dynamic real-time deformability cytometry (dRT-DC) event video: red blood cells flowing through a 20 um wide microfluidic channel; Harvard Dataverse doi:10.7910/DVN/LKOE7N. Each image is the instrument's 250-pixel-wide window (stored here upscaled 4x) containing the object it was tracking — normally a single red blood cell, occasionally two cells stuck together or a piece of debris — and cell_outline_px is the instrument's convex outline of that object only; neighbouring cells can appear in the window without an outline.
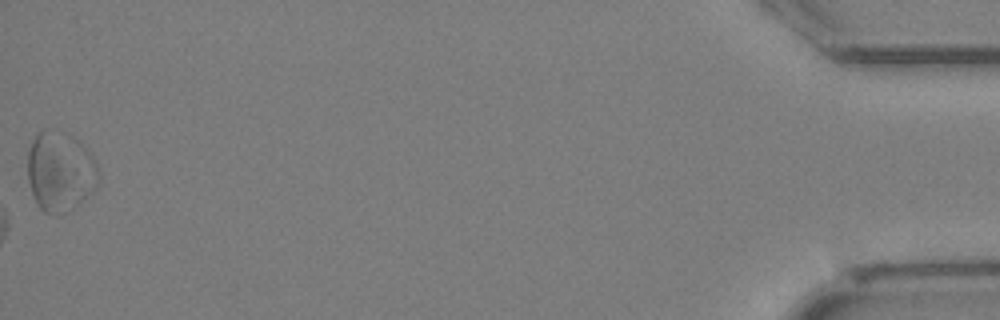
{"species": "Egyptian fruit bat (a non-hibernating species)", "species_latin": "Rousettus aegyptiacus", "temperature_condition": "cold", "stored_images_in_passage": 32, "camera_frame_rate_fps": 3000, "um_per_image_px": 0.085, "animal": {"sex": "female"}, "frame": {"image": 1, "passage_image": 32, "time_ms": 10.333, "image_size_px": [1000, 320], "cell_outline_px": [[100, 176], [96, 188], [92, 192], [80, 200], [48, 212], [44, 212], [36, 204], [28, 180], [28, 148], [32, 140], [44, 128], [48, 128], [64, 132], [80, 140], [92, 156], [96, 164]], "centroid_in_image_um": [5.1, 14.44], "position_along_channel_um": 430.1, "area_um2": 32.02}}